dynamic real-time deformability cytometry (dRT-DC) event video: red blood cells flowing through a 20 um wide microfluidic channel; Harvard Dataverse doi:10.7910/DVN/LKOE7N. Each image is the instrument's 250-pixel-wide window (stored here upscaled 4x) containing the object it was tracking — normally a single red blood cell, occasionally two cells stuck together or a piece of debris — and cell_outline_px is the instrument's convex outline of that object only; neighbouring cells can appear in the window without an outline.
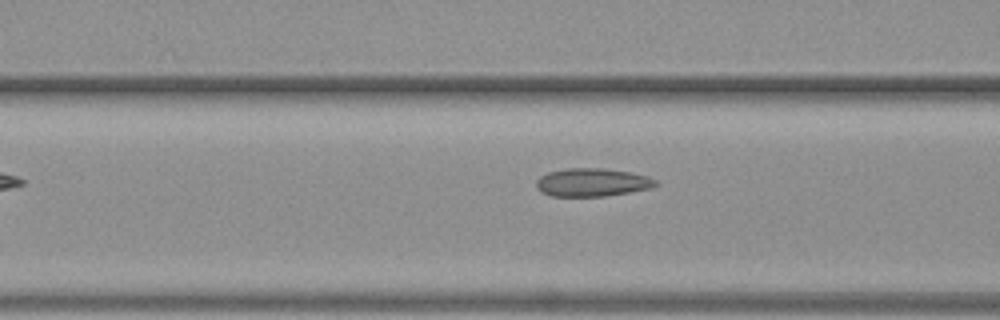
{"species": "common noctule bat (a hibernating species)", "species_latin": "Nyctalus noctula", "temperature_condition": "warm", "stored_images_in_passage": 27, "camera_frame_rate_fps": 3000, "um_per_image_px": 0.085, "animal": {"sex": "female", "body_mass_g": 19.3, "forearm_length_mm": 54.1}, "frame": {"image": 1, "passage_image": 7, "time_ms": 2.0, "image_size_px": [1000, 320], "cell_outline_px": [[660, 184], [652, 188], [604, 196], [552, 196], [540, 192], [536, 188], [536, 180], [540, 176], [548, 172], [568, 168], [600, 168], [628, 172], [648, 176], [656, 180]], "centroid_in_image_um": [50.32, 15.5], "position_along_channel_um": 116.3, "area_um2": 19.59}}
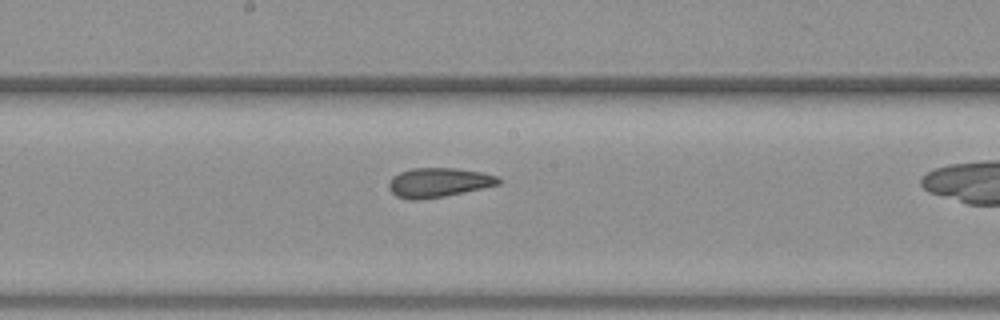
{"frame": {"image": 2, "passage_image": 14, "time_ms": 4.333, "image_size_px": [1000, 320], "cell_outline_px": [[500, 184], [444, 196], [420, 200], [408, 200], [396, 196], [388, 188], [388, 184], [392, 176], [400, 172], [412, 168], [456, 168], [480, 172], [496, 176], [500, 180]], "centroid_in_image_um": [37.22, 15.51], "position_along_channel_um": 211.0, "area_um2": 18.67}}
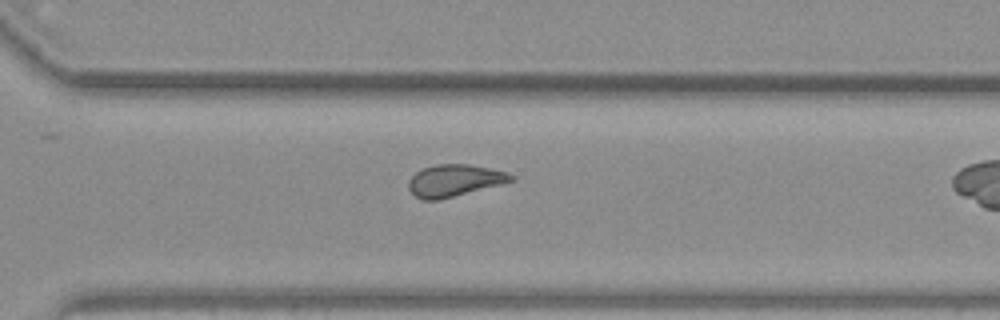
{"frame": {"image": 3, "passage_image": 23, "time_ms": 7.333, "image_size_px": [1000, 320], "cell_outline_px": [[512, 180], [500, 184], [436, 200], [420, 200], [408, 188], [408, 180], [420, 168], [436, 164], [468, 164], [508, 172], [512, 176]], "centroid_in_image_um": [38.55, 15.32], "position_along_channel_um": 332.1, "area_um2": 18.73}}